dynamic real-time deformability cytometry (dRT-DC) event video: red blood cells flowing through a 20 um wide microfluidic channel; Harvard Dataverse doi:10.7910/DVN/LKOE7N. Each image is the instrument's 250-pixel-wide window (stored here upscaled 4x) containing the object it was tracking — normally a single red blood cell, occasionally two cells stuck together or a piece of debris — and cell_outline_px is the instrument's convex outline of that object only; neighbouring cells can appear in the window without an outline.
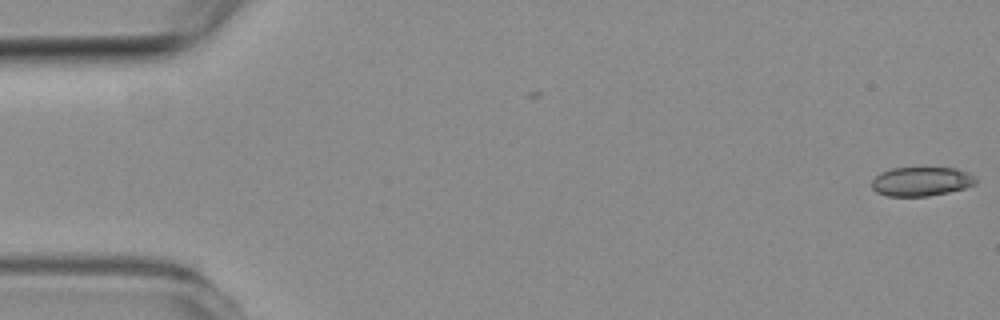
{"species": "common noctule bat (a hibernating species)", "species_latin": "Nyctalus noctula", "temperature_condition": "room temperature", "stored_images_in_passage": 2, "camera_frame_rate_fps": 3000, "um_per_image_px": 0.085, "animal": {"sex": "female", "body_mass_g": 19.3, "forearm_length_mm": 54.1}, "frame": {"image": 1, "passage_image": 2, "time_ms": 1.0, "image_size_px": [1000, 320], "cell_outline_px": [[976, 184], [964, 188], [948, 192], [928, 196], [888, 196], [876, 192], [872, 188], [872, 180], [880, 172], [892, 168], [956, 168], [968, 172], [976, 176]], "centroid_in_image_um": [78.32, 15.42], "position_along_channel_um": 6.7, "area_um2": 17.69}}